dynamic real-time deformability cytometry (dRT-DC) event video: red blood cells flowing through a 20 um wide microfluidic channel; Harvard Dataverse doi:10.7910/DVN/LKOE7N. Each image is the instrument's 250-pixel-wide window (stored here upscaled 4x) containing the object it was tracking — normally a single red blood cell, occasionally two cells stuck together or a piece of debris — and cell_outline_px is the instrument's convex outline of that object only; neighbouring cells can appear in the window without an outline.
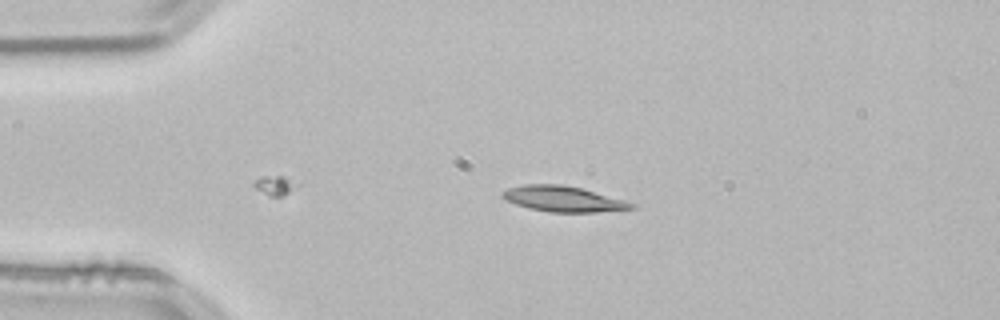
{"species": "common noctule bat (a hibernating species)", "species_latin": "Nyctalus noctula", "temperature_condition": "room temperature", "stored_images_in_passage": 40, "camera_frame_rate_fps": 3000, "um_per_image_px": 0.085, "animal": {"sex": "male", "body_mass_g": 21.5, "forearm_length_mm": 52.0}, "frame": {"image": 1, "passage_image": 2, "time_ms": 0.333, "image_size_px": [1000, 320], "cell_outline_px": [[636, 208], [596, 212], [548, 212], [528, 208], [516, 204], [500, 196], [500, 192], [508, 188], [524, 184], [560, 184], [580, 188], [624, 200], [636, 204]], "centroid_in_image_um": [47.84, 16.91], "position_along_channel_um": 37.2, "area_um2": 19.13}}
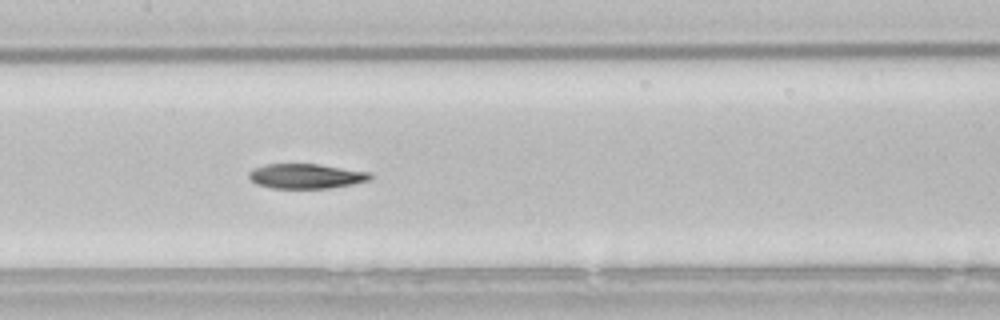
{"frame": {"image": 2, "passage_image": 16, "time_ms": 5.0, "image_size_px": [1000, 320], "cell_outline_px": [[372, 176], [368, 180], [352, 184], [328, 188], [272, 188], [256, 184], [248, 176], [248, 172], [264, 164], [320, 164], [368, 172]], "centroid_in_image_um": [25.98, 14.97], "position_along_channel_um": 181.4, "area_um2": 17.34}}
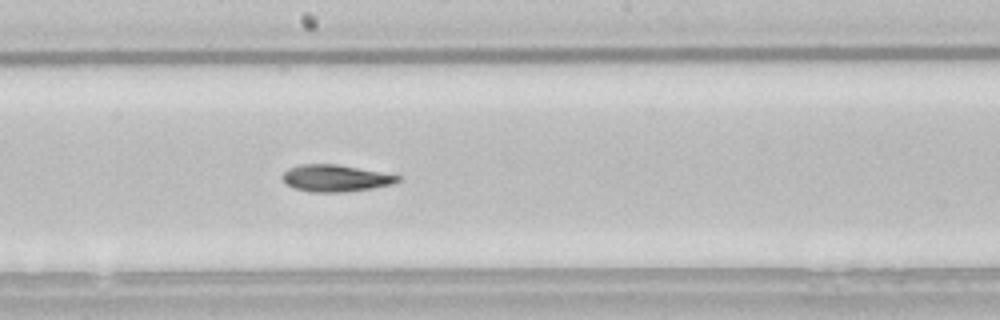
{"frame": {"image": 3, "passage_image": 19, "time_ms": 6.0, "image_size_px": [1000, 320], "cell_outline_px": [[400, 180], [392, 184], [372, 188], [344, 192], [312, 192], [292, 188], [284, 184], [280, 176], [288, 168], [300, 164], [336, 164], [400, 176]], "centroid_in_image_um": [28.42, 15.15], "position_along_channel_um": 219.8, "area_um2": 18.03}, "authors_computed_cell_mechanics": {"area_um2": 17.8313, "velocity_mm_per_s": 3.825, "shape_relaxation_time_tau1_ms": 7.7818, "shape_relaxation_time_tau2_ms": null, "deformation_change_tau1": 0.2039, "deformation_change_tau2": null}}